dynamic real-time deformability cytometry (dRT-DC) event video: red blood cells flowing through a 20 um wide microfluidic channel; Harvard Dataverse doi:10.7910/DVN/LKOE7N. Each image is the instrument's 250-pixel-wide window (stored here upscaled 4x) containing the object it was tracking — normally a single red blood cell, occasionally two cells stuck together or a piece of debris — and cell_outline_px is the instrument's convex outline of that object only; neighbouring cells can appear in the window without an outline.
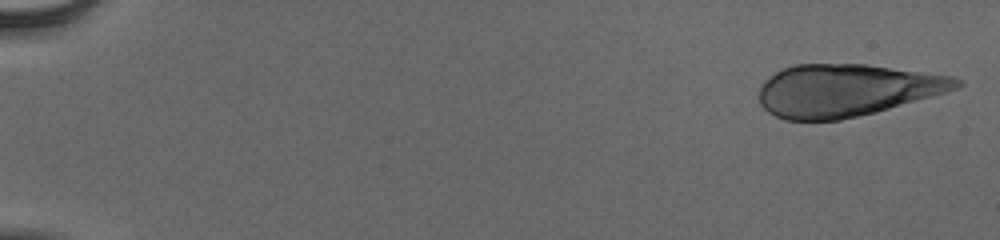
{"species": "human", "species_latin": "Homo sapiens", "temperature_condition": "cold", "stored_images_in_passage": 52, "segment_of_instrument_passage": [1, 2], "camera_frame_rate_fps": 3000, "um_per_image_px": 0.085, "donor": {"sex": "male"}, "frame": {"image": 1, "passage_image": 1, "time_ms": 0.0, "image_size_px": [1000, 240], "cell_outline_px": [[964, 84], [956, 88], [944, 92], [876, 112], [840, 120], [784, 120], [768, 112], [760, 104], [760, 84], [764, 80], [776, 72], [792, 64], [868, 64], [952, 76], [964, 80]], "centroid_in_image_um": [71.92, 7.66], "position_along_channel_um": 13.1, "area_um2": 60.05}}